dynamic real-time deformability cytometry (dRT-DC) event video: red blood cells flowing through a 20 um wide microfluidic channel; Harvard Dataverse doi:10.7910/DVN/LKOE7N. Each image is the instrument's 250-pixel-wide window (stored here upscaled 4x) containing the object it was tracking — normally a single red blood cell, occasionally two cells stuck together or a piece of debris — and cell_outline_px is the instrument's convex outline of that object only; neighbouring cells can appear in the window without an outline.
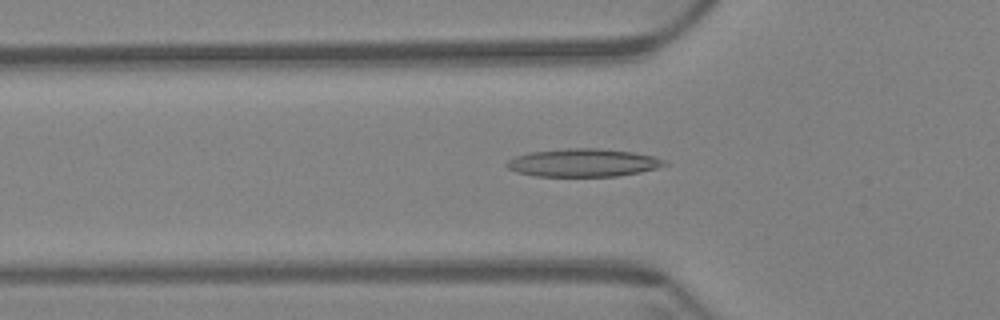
{"species": "Egyptian fruit bat (a non-hibernating species)", "species_latin": "Rousettus aegyptiacus", "temperature_condition": "warm", "stored_images_in_passage": 60, "camera_frame_rate_fps": 3000, "um_per_image_px": 0.085, "animal": {"sex": "female"}, "frame": {"image": 1, "passage_image": 20, "time_ms": 6.333, "image_size_px": [1000, 320], "cell_outline_px": [[668, 164], [656, 168], [640, 172], [616, 176], [536, 176], [516, 172], [508, 168], [504, 164], [508, 160], [516, 156], [528, 152], [568, 148], [600, 148], [632, 152], [652, 156], [664, 160]], "centroid_in_image_um": [49.53, 13.83], "position_along_channel_um": 76.3, "area_um2": 25.66}}
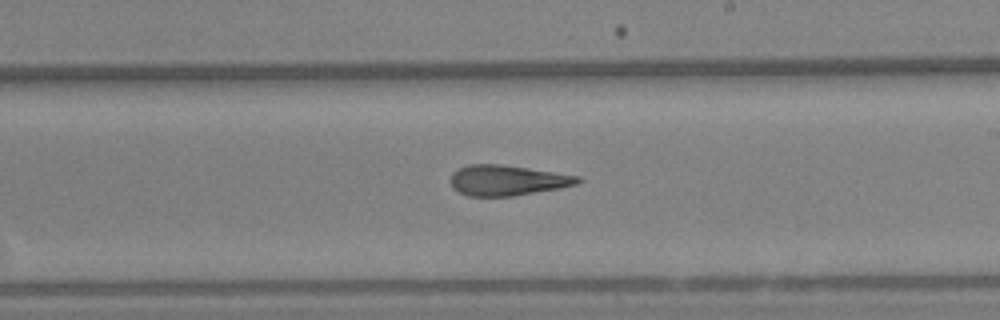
{"frame": {"image": 2, "passage_image": 35, "time_ms": 11.333, "image_size_px": [1000, 320], "cell_outline_px": [[584, 180], [576, 184], [560, 188], [512, 196], [468, 196], [452, 188], [452, 172], [468, 164], [500, 164], [528, 168], [580, 176]], "centroid_in_image_um": [43.14, 15.32], "position_along_channel_um": 245.9, "area_um2": 22.43}}
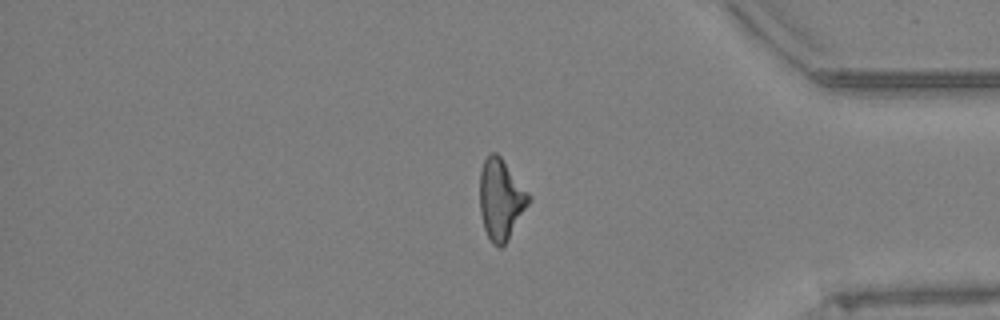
{"frame": {"image": 3, "passage_image": 50, "time_ms": 16.333, "image_size_px": [1000, 320], "cell_outline_px": [[532, 200], [508, 240], [500, 248], [492, 244], [484, 228], [480, 212], [480, 172], [484, 160], [492, 152], [496, 152], [500, 156], [532, 196]], "centroid_in_image_um": [42.59, 16.96], "position_along_channel_um": 392.6, "area_um2": 23.12}, "authors_computed_cell_mechanics": {"area_um2": 23.2356, "velocity_mm_per_s": 3.3934, "shape_relaxation_time_tau1_ms": null, "shape_relaxation_time_tau2_ms": 4.7078, "deformation_change_tau1": null, "deformation_change_tau2": 0.1612}}